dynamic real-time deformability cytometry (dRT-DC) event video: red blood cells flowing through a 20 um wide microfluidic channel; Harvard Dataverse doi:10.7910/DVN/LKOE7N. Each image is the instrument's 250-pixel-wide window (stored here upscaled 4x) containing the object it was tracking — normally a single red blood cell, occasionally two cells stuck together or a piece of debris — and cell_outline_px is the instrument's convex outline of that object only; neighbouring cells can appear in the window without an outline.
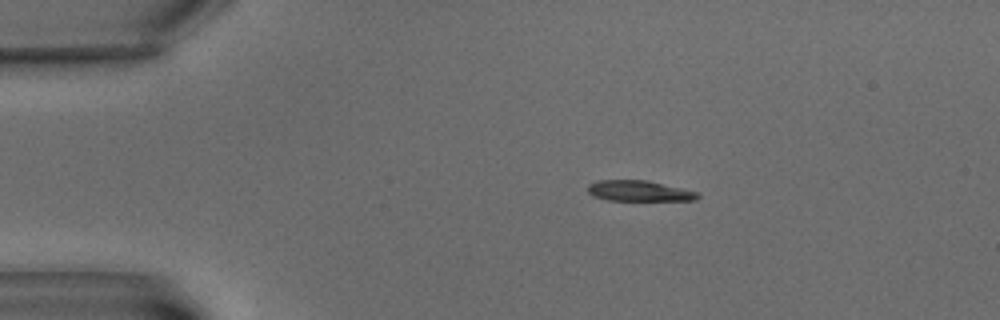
{"species": "common noctule bat (a hibernating species)", "species_latin": "Nyctalus noctula", "temperature_condition": "warm", "stored_images_in_passage": 9, "camera_frame_rate_fps": 3000, "um_per_image_px": 0.085, "animal": {"sex": "male", "body_mass_g": 15.6}, "frame": {"image": 1, "passage_image": 2, "time_ms": 2.0, "image_size_px": [1000, 320], "cell_outline_px": [[700, 196], [696, 200], [608, 200], [592, 196], [588, 192], [588, 184], [596, 180], [648, 180], [696, 192]], "centroid_in_image_um": [54.26, 16.22], "position_along_channel_um": 30.7, "area_um2": 13.12}}
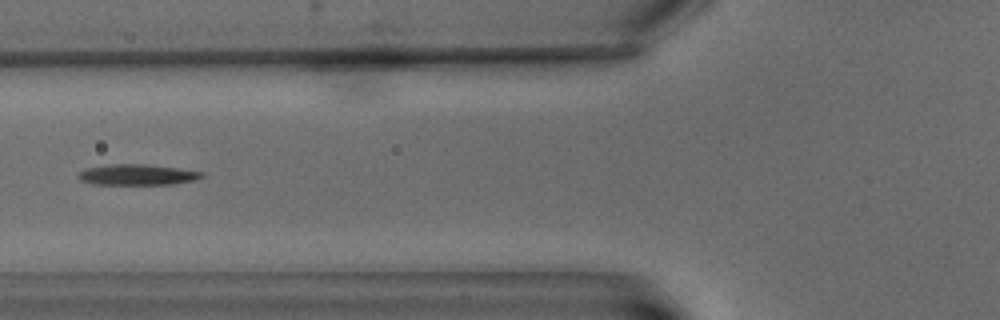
{"frame": {"image": 2, "passage_image": 6, "time_ms": 6.667, "image_size_px": [1000, 320], "cell_outline_px": [[204, 176], [196, 180], [172, 184], [92, 184], [80, 180], [76, 176], [84, 168], [108, 164], [148, 164], [204, 172]], "centroid_in_image_um": [11.64, 14.84], "position_along_channel_um": 114.2, "area_um2": 15.03}}
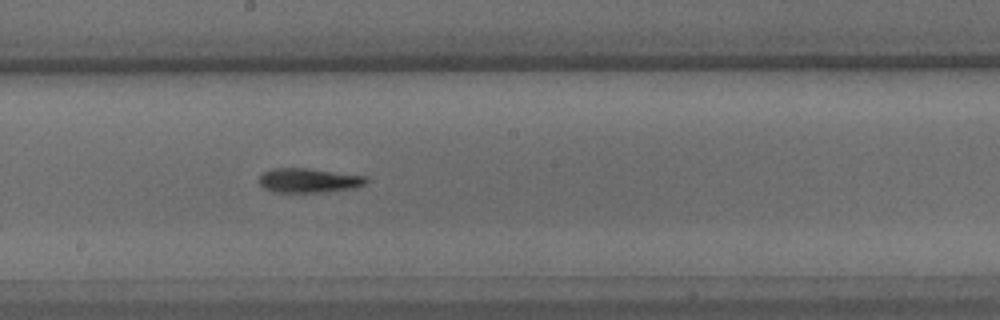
{"frame": {"image": 3, "passage_image": 9, "time_ms": 10.333, "image_size_px": [1000, 320], "cell_outline_px": [[368, 180], [364, 184], [356, 188], [328, 192], [272, 192], [264, 188], [260, 184], [260, 172], [272, 168], [308, 168], [364, 176]], "centroid_in_image_um": [26.21, 15.34], "position_along_channel_um": 222.0, "area_um2": 15.32}}